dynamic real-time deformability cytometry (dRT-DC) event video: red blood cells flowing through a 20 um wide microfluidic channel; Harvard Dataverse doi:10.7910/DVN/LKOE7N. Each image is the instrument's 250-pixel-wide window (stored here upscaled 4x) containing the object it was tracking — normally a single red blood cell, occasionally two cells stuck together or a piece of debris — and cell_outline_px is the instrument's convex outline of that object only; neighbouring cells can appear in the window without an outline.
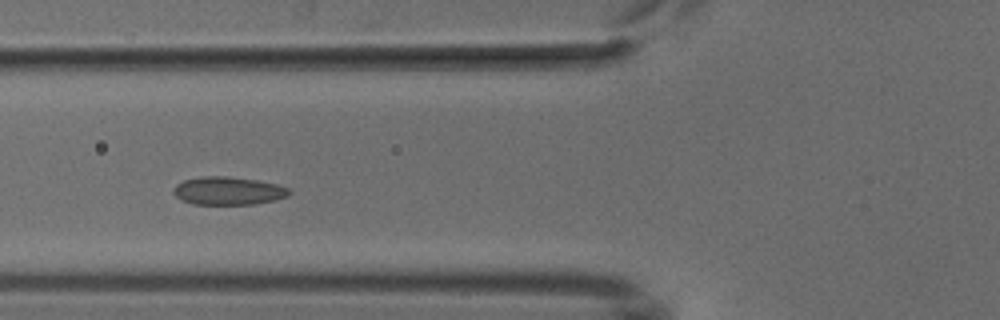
{"species": "common noctule bat (a hibernating species)", "species_latin": "Nyctalus noctula", "temperature_condition": "cold", "stored_images_in_passage": 2, "camera_frame_rate_fps": 3000, "um_per_image_px": 0.085, "animal": {"sex": "male", "body_mass_g": 18.8}, "frame": {"image": 1, "passage_image": 2, "time_ms": 1.0, "image_size_px": [1000, 320], "cell_outline_px": [[292, 192], [288, 196], [276, 200], [252, 204], [192, 204], [176, 196], [172, 192], [176, 184], [184, 180], [200, 176], [228, 176], [256, 180], [276, 184], [288, 188]], "centroid_in_image_um": [19.4, 16.21], "position_along_channel_um": 106.4, "area_um2": 18.9}}